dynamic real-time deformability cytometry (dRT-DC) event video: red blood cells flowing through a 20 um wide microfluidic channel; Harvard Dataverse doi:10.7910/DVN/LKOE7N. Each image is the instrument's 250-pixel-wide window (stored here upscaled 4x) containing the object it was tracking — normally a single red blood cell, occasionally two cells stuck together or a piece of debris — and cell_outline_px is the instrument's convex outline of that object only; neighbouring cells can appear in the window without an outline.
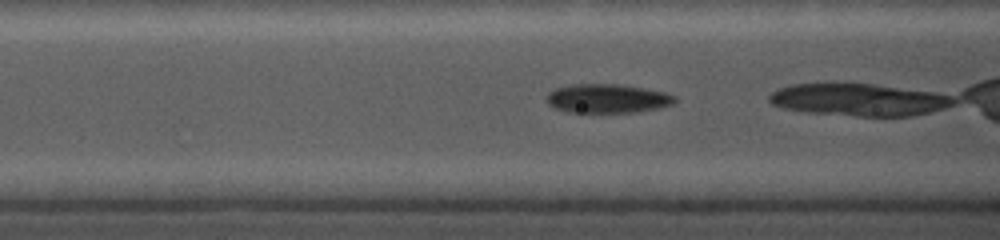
{"species": "common noctule bat (a hibernating species)", "species_latin": "Nyctalus noctula", "temperature_condition": "cold", "stored_images_in_passage": 24, "camera_frame_rate_fps": 5000, "um_per_image_px": 0.085, "animal": {"sex": "female", "body_mass_g": 19.0, "forearm_length_mm": 56.7}, "frame": {"image": 1, "passage_image": 4, "time_ms": 1.0, "image_size_px": [1000, 240], "cell_outline_px": [[676, 100], [672, 104], [660, 108], [636, 112], [568, 112], [552, 108], [548, 104], [548, 92], [556, 88], [572, 84], [620, 84], [664, 92], [676, 96]], "centroid_in_image_um": [51.62, 8.37], "position_along_channel_um": 115.0, "area_um2": 21.62}}